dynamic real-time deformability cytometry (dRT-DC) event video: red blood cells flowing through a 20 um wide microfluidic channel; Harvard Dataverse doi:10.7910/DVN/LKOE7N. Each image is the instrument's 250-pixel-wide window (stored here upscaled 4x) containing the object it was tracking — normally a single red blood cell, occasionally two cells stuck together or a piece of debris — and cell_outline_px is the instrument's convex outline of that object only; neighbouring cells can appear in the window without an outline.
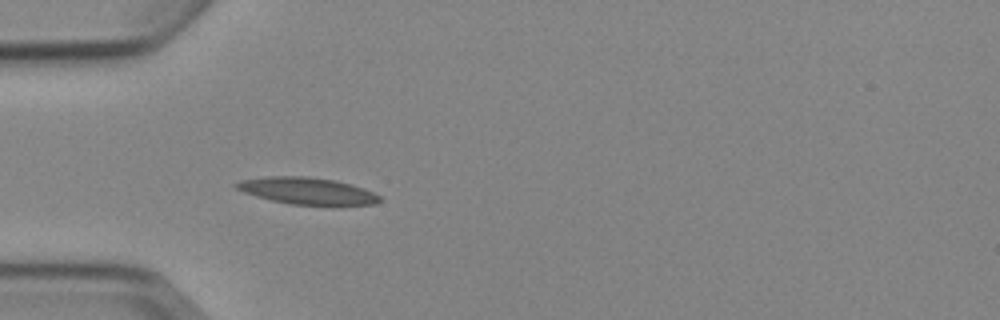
{"species": "Egyptian fruit bat (a non-hibernating species)", "species_latin": "Rousettus aegyptiacus", "temperature_condition": "cold", "stored_images_in_passage": 5, "camera_frame_rate_fps": 3000, "um_per_image_px": 0.085, "animal": {"sex": "female"}, "frame": {"image": 1, "passage_image": 5, "time_ms": 4.667, "image_size_px": [1000, 320], "cell_outline_px": [[384, 200], [376, 204], [332, 208], [292, 204], [272, 200], [256, 196], [244, 192], [236, 188], [232, 184], [240, 180], [268, 176], [308, 176], [336, 180], [352, 184], [364, 188], [380, 196]], "centroid_in_image_um": [26.22, 16.27], "position_along_channel_um": 58.8, "area_um2": 23.47}}